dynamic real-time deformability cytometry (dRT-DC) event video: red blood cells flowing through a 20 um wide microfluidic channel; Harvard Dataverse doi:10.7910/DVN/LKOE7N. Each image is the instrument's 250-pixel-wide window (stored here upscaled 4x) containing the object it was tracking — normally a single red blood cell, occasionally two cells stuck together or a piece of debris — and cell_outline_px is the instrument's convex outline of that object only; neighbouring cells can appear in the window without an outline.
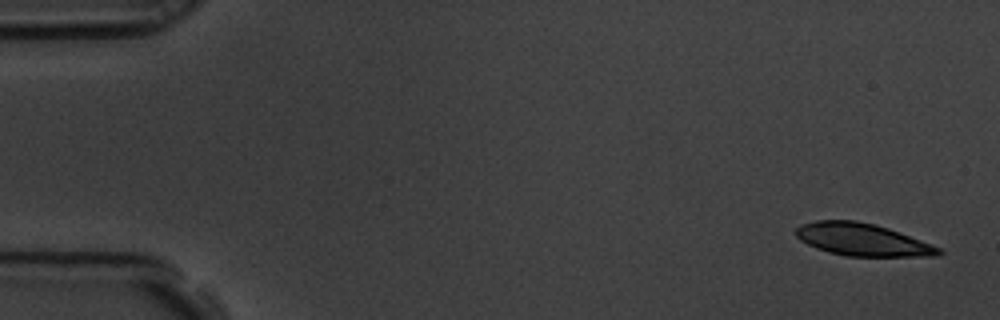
{"species": "common noctule bat (a hibernating species)", "species_latin": "Nyctalus noctula", "temperature_condition": "room temperature", "stored_images_in_passage": 5, "camera_frame_rate_fps": 3000, "um_per_image_px": 0.085, "animal": {"sex": "male", "body_mass_g": 19.5, "forearm_length_mm": 54.6}, "frame": {"image": 1, "passage_image": 1, "time_ms": 0.0, "image_size_px": [1000, 320], "cell_outline_px": [[944, 252], [936, 256], [844, 256], [828, 252], [816, 248], [800, 240], [796, 236], [796, 228], [800, 224], [816, 220], [856, 220], [876, 224], [888, 228], [920, 240], [940, 248]], "centroid_in_image_um": [73.26, 20.36], "position_along_channel_um": 11.7, "area_um2": 26.93}}
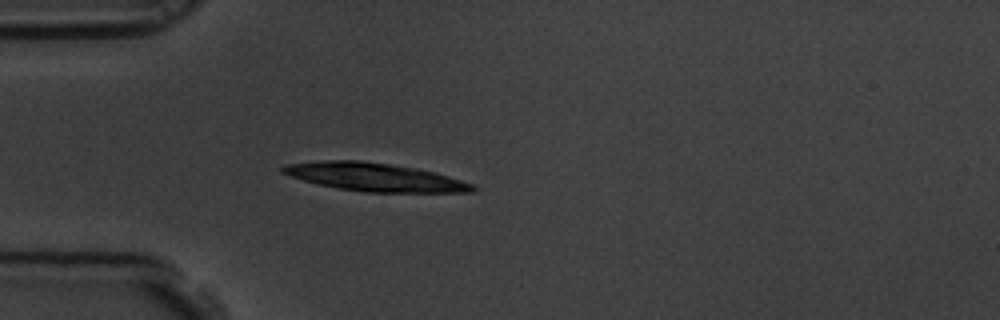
{"frame": {"image": 2, "passage_image": 5, "time_ms": 1.333, "image_size_px": [1000, 320], "cell_outline_px": [[476, 192], [364, 192], [316, 184], [280, 172], [280, 168], [284, 164], [320, 160], [360, 160], [416, 168], [448, 176], [472, 184], [476, 188]], "centroid_in_image_um": [31.8, 15.05], "position_along_channel_um": 53.2, "area_um2": 30.98}}